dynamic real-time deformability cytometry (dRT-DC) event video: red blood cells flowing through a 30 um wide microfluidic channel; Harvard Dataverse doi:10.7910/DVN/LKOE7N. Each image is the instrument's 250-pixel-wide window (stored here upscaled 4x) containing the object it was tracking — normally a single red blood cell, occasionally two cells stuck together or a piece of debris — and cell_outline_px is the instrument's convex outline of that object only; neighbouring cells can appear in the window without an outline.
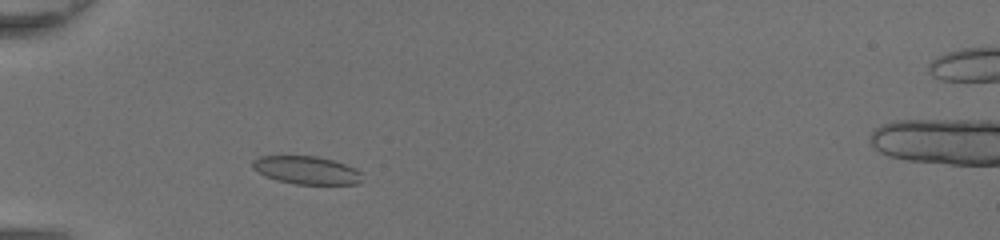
{"species": "common noctule bat (a hibernating species)", "species_latin": "Nyctalus noctula", "temperature_condition": "room temperature", "stored_images_in_passage": 38, "camera_frame_rate_fps": 3000, "um_per_image_px": 0.085, "animal": {"sex": "female", "body_mass_g": 20.0, "forearm_length_mm": 54.0}, "frame": {"image": 1, "passage_image": 6, "time_ms": 1.667, "image_size_px": [1000, 240], "cell_outline_px": [[360, 180], [356, 184], [296, 184], [276, 180], [264, 176], [252, 168], [252, 160], [260, 156], [316, 156], [332, 160], [356, 168], [360, 172]], "centroid_in_image_um": [26.0, 14.46], "position_along_channel_um": 59.0, "area_um2": 17.8}}
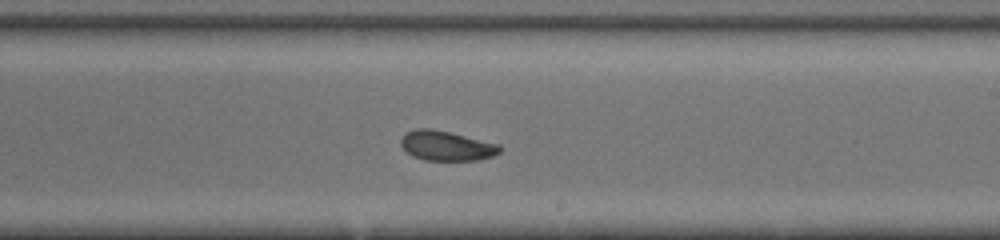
{"frame": {"image": 2, "passage_image": 20, "time_ms": 6.333, "image_size_px": [1000, 240], "cell_outline_px": [[500, 152], [492, 156], [476, 160], [424, 160], [412, 156], [400, 144], [400, 140], [408, 132], [416, 128], [428, 128], [448, 132], [500, 144]], "centroid_in_image_um": [37.94, 12.4], "position_along_channel_um": 251.1, "area_um2": 16.88}}
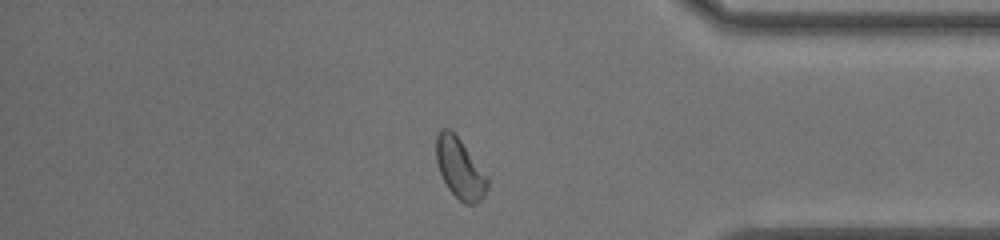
{"frame": {"image": 3, "passage_image": 31, "time_ms": 10.0, "image_size_px": [1000, 240], "cell_outline_px": [[488, 188], [484, 196], [476, 204], [464, 204], [448, 188], [440, 172], [436, 160], [436, 136], [440, 128], [448, 128], [460, 140], [488, 176]], "centroid_in_image_um": [39.1, 14.32], "position_along_channel_um": 396.1, "area_um2": 17.86}, "authors_computed_cell_mechanics": {"area_um2": 17.4267, "velocity_mm_per_s": 4.4012, "shape_relaxation_time_tau1_ms": 3.684, "shape_relaxation_time_tau2_ms": 1.937, "deformation_change_tau1": 0.1206, "deformation_change_tau2": 0.0764}}